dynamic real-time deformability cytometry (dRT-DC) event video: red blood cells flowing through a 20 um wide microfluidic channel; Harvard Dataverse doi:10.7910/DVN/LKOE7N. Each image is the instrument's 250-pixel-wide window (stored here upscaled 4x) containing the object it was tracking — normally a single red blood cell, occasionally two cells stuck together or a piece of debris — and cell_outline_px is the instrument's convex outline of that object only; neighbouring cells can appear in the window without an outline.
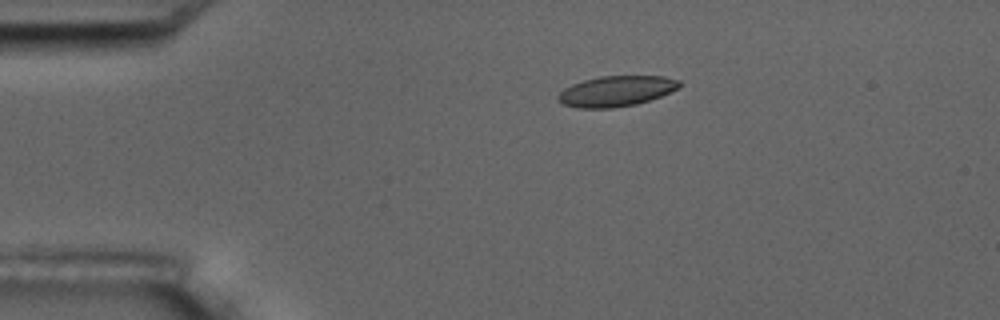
{"species": "common noctule bat (a hibernating species)", "species_latin": "Nyctalus noctula", "temperature_condition": "room temperature", "stored_images_in_passage": 7, "camera_frame_rate_fps": 3000, "um_per_image_px": 0.085, "animal": {"sex": "male", "body_mass_g": 17.5, "forearm_length_mm": 52.3}, "frame": {"image": 1, "passage_image": 3, "time_ms": 3.0, "image_size_px": [1000, 320], "cell_outline_px": [[680, 84], [676, 88], [660, 96], [636, 104], [612, 108], [576, 108], [564, 104], [556, 100], [556, 96], [564, 88], [572, 84], [584, 80], [600, 76], [664, 76], [680, 80]], "centroid_in_image_um": [52.32, 7.75], "position_along_channel_um": 32.7, "area_um2": 21.44}}
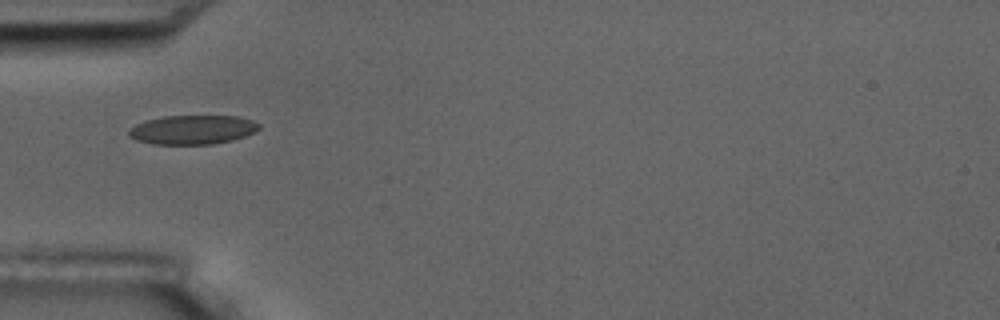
{"frame": {"image": 2, "passage_image": 5, "time_ms": 5.333, "image_size_px": [1000, 320], "cell_outline_px": [[260, 128], [256, 132], [232, 140], [212, 144], [152, 144], [136, 140], [128, 136], [128, 132], [136, 124], [144, 120], [164, 116], [240, 116], [252, 120], [260, 124]], "centroid_in_image_um": [16.38, 11.02], "position_along_channel_um": 68.6, "area_um2": 22.2}}